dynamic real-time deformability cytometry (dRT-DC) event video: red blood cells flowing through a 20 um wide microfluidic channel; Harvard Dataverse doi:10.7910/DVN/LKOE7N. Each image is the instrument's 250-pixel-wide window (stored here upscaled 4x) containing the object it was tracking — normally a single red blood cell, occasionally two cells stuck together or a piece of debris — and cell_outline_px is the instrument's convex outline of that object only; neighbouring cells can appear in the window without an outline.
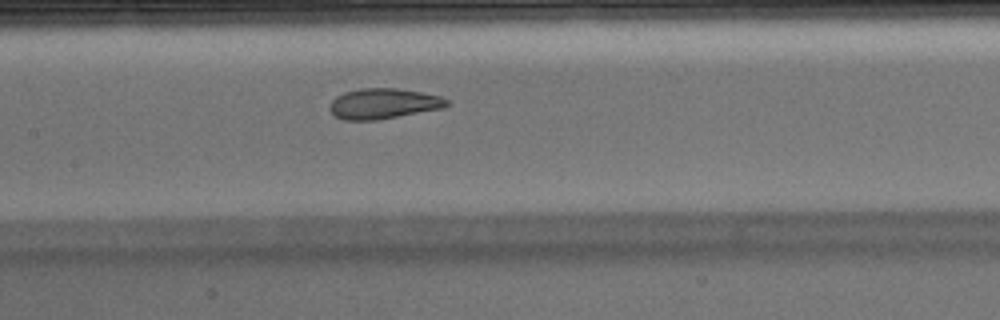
{"species": "Egyptian fruit bat (a non-hibernating species)", "species_latin": "Rousettus aegyptiacus", "temperature_condition": "warm", "stored_images_in_passage": 49, "camera_frame_rate_fps": 3000, "um_per_image_px": 0.085, "animal": {"sex": "male"}, "frame": {"image": 1, "passage_image": 22, "time_ms": 7.0, "image_size_px": [1000, 320], "cell_outline_px": [[452, 104], [444, 108], [376, 120], [344, 120], [332, 116], [328, 108], [328, 104], [336, 96], [344, 92], [360, 88], [396, 88], [420, 92], [440, 96], [448, 100]], "centroid_in_image_um": [32.55, 8.81], "position_along_channel_um": 174.8, "area_um2": 21.04}}
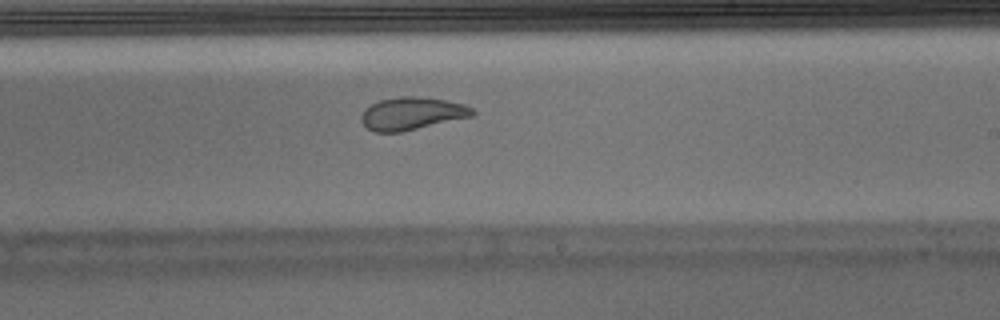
{"frame": {"image": 2, "passage_image": 28, "time_ms": 9.0, "image_size_px": [1000, 320], "cell_outline_px": [[476, 112], [472, 116], [400, 132], [372, 132], [360, 120], [360, 116], [364, 108], [380, 100], [400, 96], [420, 96], [444, 100], [464, 104], [472, 108]], "centroid_in_image_um": [34.98, 9.64], "position_along_channel_um": 254.0, "area_um2": 21.1}, "authors_computed_cell_mechanics": {"area_um2": 22.4264, "velocity_mm_per_s": 3.97, "shape_relaxation_time_tau1_ms": null, "shape_relaxation_time_tau2_ms": 0.9027, "deformation_change_tau1": null, "deformation_change_tau2": 0.0577}}